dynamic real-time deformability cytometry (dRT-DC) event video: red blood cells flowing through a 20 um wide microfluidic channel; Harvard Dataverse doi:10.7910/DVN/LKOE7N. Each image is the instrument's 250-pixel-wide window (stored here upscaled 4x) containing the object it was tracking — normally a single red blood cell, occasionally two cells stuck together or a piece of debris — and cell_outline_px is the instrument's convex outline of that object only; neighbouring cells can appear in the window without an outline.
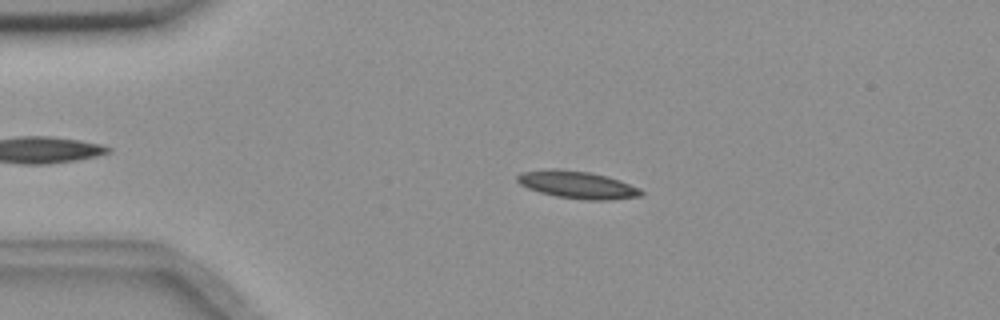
{"species": "common noctule bat (a hibernating species)", "species_latin": "Nyctalus noctula", "temperature_condition": "room temperature", "stored_images_in_passage": 47, "camera_frame_rate_fps": 3000, "um_per_image_px": 0.085, "animal": {"sex": "female", "body_mass_g": 18.4}, "frame": {"image": 1, "passage_image": 4, "time_ms": 1.0, "image_size_px": [1000, 320], "cell_outline_px": [[644, 196], [612, 200], [584, 200], [556, 196], [540, 192], [528, 188], [520, 184], [516, 180], [516, 176], [520, 172], [548, 168], [552, 168], [588, 172], [608, 176], [620, 180], [640, 188], [644, 192]], "centroid_in_image_um": [49.1, 15.71], "position_along_channel_um": 35.9, "area_um2": 20.06}}
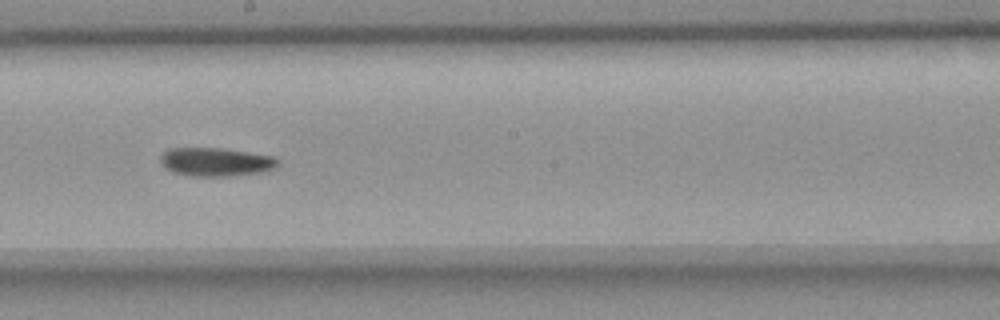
{"frame": {"image": 2, "passage_image": 23, "time_ms": 7.333, "image_size_px": [1000, 320], "cell_outline_px": [[280, 164], [276, 168], [268, 172], [232, 176], [188, 176], [172, 172], [164, 168], [160, 164], [160, 156], [168, 148], [220, 148], [276, 156], [280, 160]], "centroid_in_image_um": [18.39, 13.78], "position_along_channel_um": 229.8, "area_um2": 20.11}}
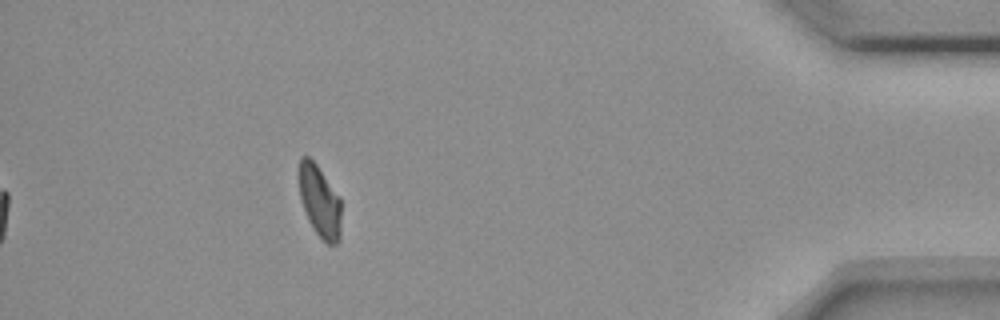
{"frame": {"image": 3, "passage_image": 42, "time_ms": 13.667, "image_size_px": [1000, 320], "cell_outline_px": [[340, 240], [336, 244], [328, 244], [316, 232], [308, 220], [300, 200], [300, 156], [308, 156], [316, 164], [340, 196]], "centroid_in_image_um": [27.19, 17.12], "position_along_channel_um": 408.0, "area_um2": 17.46}, "authors_computed_cell_mechanics": {"area_um2": 19.0162, "velocity_mm_per_s": 3.648, "shape_relaxation_time_tau1_ms": 10.1207, "shape_relaxation_time_tau2_ms": null, "deformation_change_tau1": 0.1849, "deformation_change_tau2": null}}